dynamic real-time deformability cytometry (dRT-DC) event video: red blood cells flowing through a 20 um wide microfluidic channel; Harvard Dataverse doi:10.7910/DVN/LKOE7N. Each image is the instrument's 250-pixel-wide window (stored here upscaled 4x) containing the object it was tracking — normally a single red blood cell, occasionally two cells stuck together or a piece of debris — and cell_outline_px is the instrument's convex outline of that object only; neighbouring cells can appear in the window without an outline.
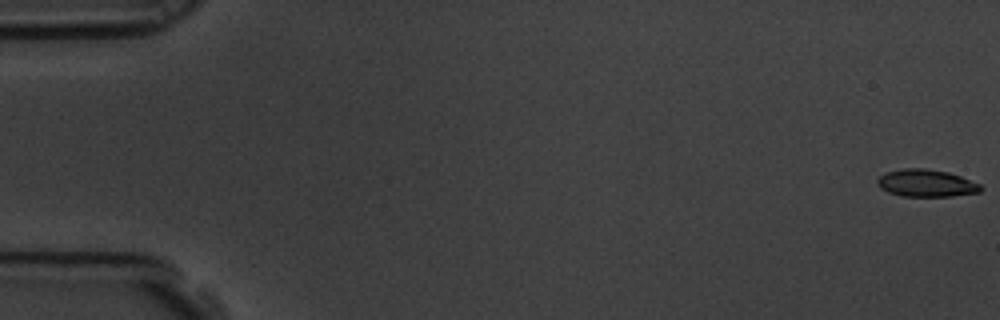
{"species": "common noctule bat (a hibernating species)", "species_latin": "Nyctalus noctula", "temperature_condition": "room temperature", "stored_images_in_passage": 4, "camera_frame_rate_fps": 3000, "um_per_image_px": 0.085, "animal": {"sex": "male", "body_mass_g": 19.5, "forearm_length_mm": 54.6}, "frame": {"image": 1, "passage_image": 1, "time_ms": 0.0, "image_size_px": [1000, 320], "cell_outline_px": [[984, 188], [980, 192], [952, 196], [900, 196], [888, 192], [880, 188], [876, 184], [876, 180], [880, 176], [888, 172], [904, 168], [924, 168], [948, 172], [960, 176], [980, 184]], "centroid_in_image_um": [78.73, 15.57], "position_along_channel_um": 6.3, "area_um2": 16.47}}